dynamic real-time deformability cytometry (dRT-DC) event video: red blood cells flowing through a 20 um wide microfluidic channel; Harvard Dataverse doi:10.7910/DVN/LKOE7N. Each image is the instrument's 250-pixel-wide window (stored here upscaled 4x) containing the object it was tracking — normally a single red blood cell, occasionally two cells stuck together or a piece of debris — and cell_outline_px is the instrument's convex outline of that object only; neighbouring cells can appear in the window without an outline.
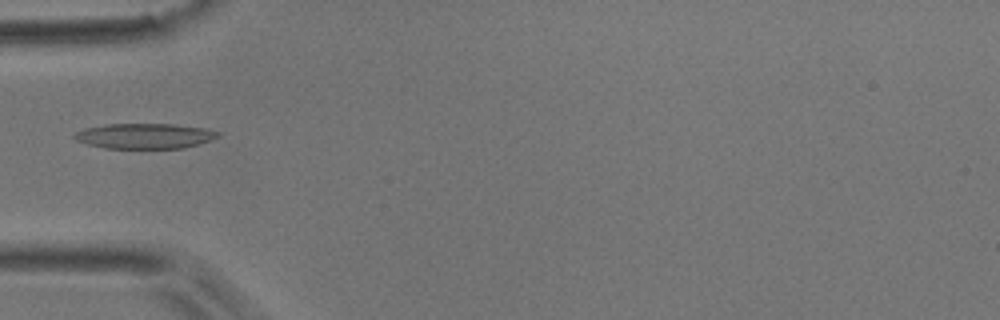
{"species": "common noctule bat (a hibernating species)", "species_latin": "Nyctalus noctula", "temperature_condition": "room temperature", "stored_images_in_passage": 7, "camera_frame_rate_fps": 3000, "um_per_image_px": 0.085, "animal": {"sex": "male", "body_mass_g": 17.9}, "frame": {"image": 1, "passage_image": 1, "time_ms": 0.0, "image_size_px": [1000, 320], "cell_outline_px": [[220, 136], [212, 140], [184, 148], [104, 148], [88, 144], [76, 140], [72, 136], [76, 132], [84, 128], [104, 124], [172, 124], [204, 128], [220, 132]], "centroid_in_image_um": [12.3, 11.55], "position_along_channel_um": 72.7, "area_um2": 21.15}}
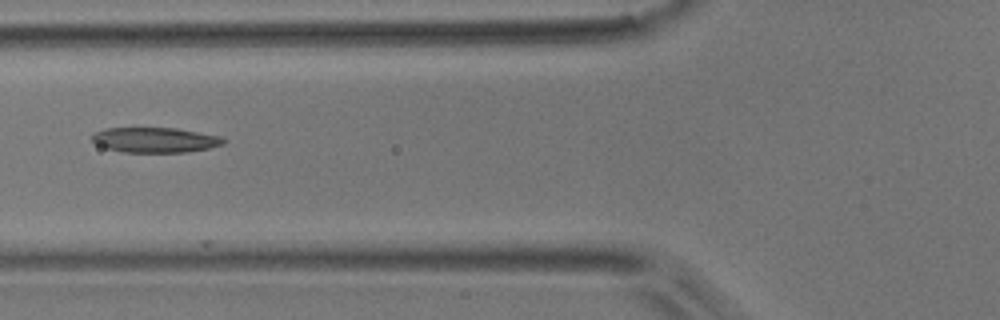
{"frame": {"image": 2, "passage_image": 4, "time_ms": 1.0, "image_size_px": [1000, 320], "cell_outline_px": [[228, 140], [224, 144], [208, 148], [188, 152], [124, 152], [108, 148], [96, 144], [92, 140], [92, 136], [96, 132], [104, 128], [176, 128], [220, 136]], "centroid_in_image_um": [13.22, 11.89], "position_along_channel_um": 112.6, "area_um2": 19.13}}